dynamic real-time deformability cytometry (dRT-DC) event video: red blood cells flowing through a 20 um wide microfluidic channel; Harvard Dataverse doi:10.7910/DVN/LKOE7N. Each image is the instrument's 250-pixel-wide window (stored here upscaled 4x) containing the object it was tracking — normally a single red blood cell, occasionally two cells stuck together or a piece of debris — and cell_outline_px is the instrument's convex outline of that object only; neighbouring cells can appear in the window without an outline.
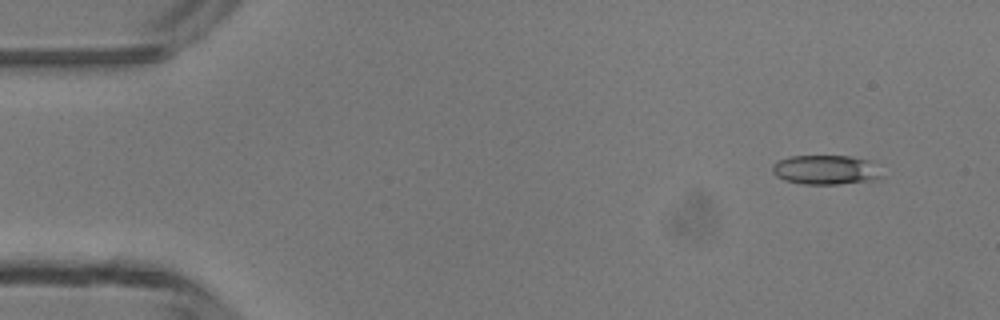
{"species": "common noctule bat (a hibernating species)", "species_latin": "Nyctalus noctula", "temperature_condition": "room temperature", "stored_images_in_passage": 5, "camera_frame_rate_fps": 3000, "um_per_image_px": 0.085, "animal": {"sex": "male", "body_mass_g": 13.3}, "frame": {"image": 1, "passage_image": 1, "time_ms": 0.0, "image_size_px": [1000, 320], "cell_outline_px": [[884, 176], [872, 180], [836, 184], [804, 184], [784, 180], [776, 176], [772, 172], [772, 164], [780, 160], [792, 156], [852, 156], [868, 160]], "centroid_in_image_um": [70.15, 14.43], "position_along_channel_um": 14.9, "area_um2": 18.55}}